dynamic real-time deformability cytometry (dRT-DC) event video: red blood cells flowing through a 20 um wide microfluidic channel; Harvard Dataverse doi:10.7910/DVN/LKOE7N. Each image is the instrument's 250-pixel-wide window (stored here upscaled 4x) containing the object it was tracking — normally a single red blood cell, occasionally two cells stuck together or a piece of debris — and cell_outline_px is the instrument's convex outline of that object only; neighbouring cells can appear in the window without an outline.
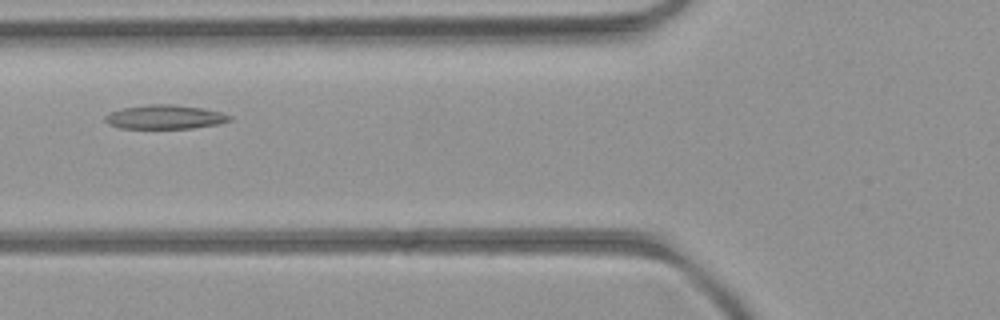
{"species": "common noctule bat (a hibernating species)", "species_latin": "Nyctalus noctula", "temperature_condition": "room temperature", "stored_images_in_passage": 44, "camera_frame_rate_fps": 3000, "um_per_image_px": 0.085, "animal": {"sex": "female", "body_mass_g": 21.9}, "frame": {"image": 1, "passage_image": 12, "time_ms": 3.667, "image_size_px": [1000, 320], "cell_outline_px": [[232, 120], [220, 124], [192, 128], [120, 128], [108, 124], [104, 120], [104, 116], [120, 108], [152, 104], [172, 104], [204, 108], [220, 112], [232, 116]], "centroid_in_image_um": [14.04, 9.94], "position_along_channel_um": 111.8, "area_um2": 17.51}}
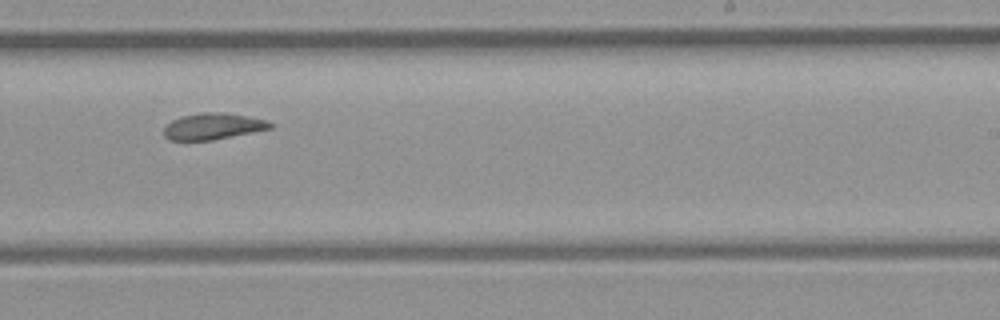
{"frame": {"image": 2, "passage_image": 24, "time_ms": 7.667, "image_size_px": [1000, 320], "cell_outline_px": [[272, 128], [212, 140], [168, 140], [164, 136], [164, 128], [172, 120], [180, 116], [200, 112], [224, 112], [264, 120], [272, 124]], "centroid_in_image_um": [18.04, 10.73], "position_along_channel_um": 271.0, "area_um2": 16.13}}
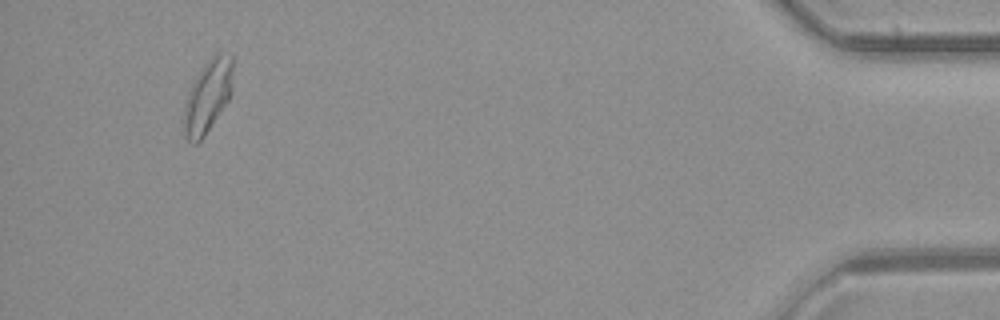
{"frame": {"image": 3, "passage_image": 41, "time_ms": 13.333, "image_size_px": [1000, 320], "cell_outline_px": [[232, 92], [228, 100], [204, 136], [196, 144], [192, 144], [188, 140], [184, 132], [184, 108], [188, 92], [196, 76], [204, 64], [216, 52], [220, 52], [232, 56]], "centroid_in_image_um": [17.66, 8.17], "position_along_channel_um": 417.5, "area_um2": 20.52}, "authors_computed_cell_mechanics": {"area_um2": 17.8024, "velocity_mm_per_s": 3.9757, "shape_relaxation_time_tau1_ms": null, "shape_relaxation_time_tau2_ms": 2.9372, "deformation_change_tau1": null, "deformation_change_tau2": 0.0955}}